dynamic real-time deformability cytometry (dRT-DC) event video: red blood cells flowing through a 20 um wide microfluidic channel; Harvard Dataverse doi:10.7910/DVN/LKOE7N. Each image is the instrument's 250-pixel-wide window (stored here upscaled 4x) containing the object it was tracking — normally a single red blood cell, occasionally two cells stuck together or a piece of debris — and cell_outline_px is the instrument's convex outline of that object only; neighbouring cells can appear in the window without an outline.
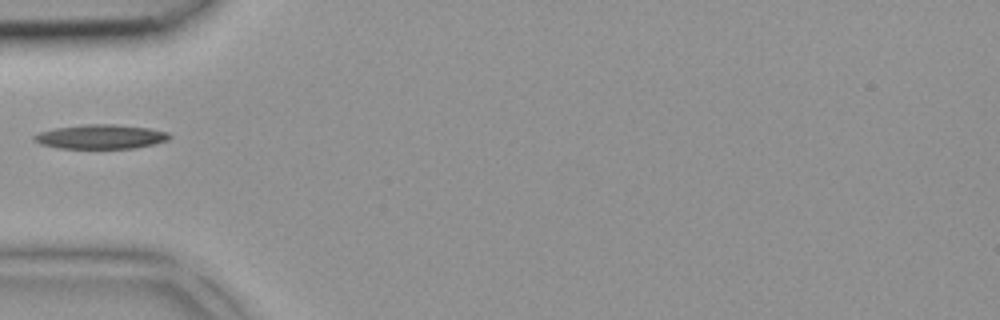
{"species": "common noctule bat (a hibernating species)", "species_latin": "Nyctalus noctula", "temperature_condition": "room temperature", "stored_images_in_passage": 1, "camera_frame_rate_fps": 3000, "um_per_image_px": 0.085, "animal": {"sex": "female", "body_mass_g": 18.4}, "frame": {"image": 1, "passage_image": 1, "time_ms": 0.0, "image_size_px": [1000, 320], "cell_outline_px": [[172, 136], [168, 140], [156, 144], [136, 148], [60, 148], [40, 144], [32, 140], [32, 136], [40, 132], [56, 128], [88, 124], [116, 124], [148, 128], [168, 132]], "centroid_in_image_um": [8.59, 11.62], "position_along_channel_um": 76.4, "area_um2": 19.19}}